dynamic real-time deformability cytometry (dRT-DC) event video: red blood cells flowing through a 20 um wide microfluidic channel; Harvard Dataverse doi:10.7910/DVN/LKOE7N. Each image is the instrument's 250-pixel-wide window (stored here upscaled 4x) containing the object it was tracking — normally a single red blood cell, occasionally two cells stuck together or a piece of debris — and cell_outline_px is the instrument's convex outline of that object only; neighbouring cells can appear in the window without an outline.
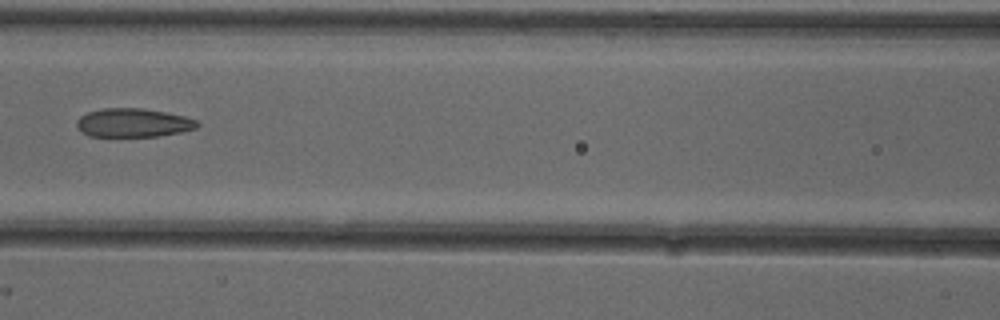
{"species": "common noctule bat (a hibernating species)", "species_latin": "Nyctalus noctula", "temperature_condition": "cold", "stored_images_in_passage": 6, "camera_frame_rate_fps": 3000, "um_per_image_px": 0.085, "animal": {"sex": "female"}, "frame": {"image": 1, "passage_image": 6, "time_ms": 1.667, "image_size_px": [1000, 320], "cell_outline_px": [[200, 124], [196, 128], [180, 132], [156, 136], [88, 136], [76, 124], [76, 120], [80, 116], [88, 112], [104, 108], [144, 108], [184, 116], [196, 120]], "centroid_in_image_um": [11.32, 10.43], "position_along_channel_um": 155.3, "area_um2": 19.94}}